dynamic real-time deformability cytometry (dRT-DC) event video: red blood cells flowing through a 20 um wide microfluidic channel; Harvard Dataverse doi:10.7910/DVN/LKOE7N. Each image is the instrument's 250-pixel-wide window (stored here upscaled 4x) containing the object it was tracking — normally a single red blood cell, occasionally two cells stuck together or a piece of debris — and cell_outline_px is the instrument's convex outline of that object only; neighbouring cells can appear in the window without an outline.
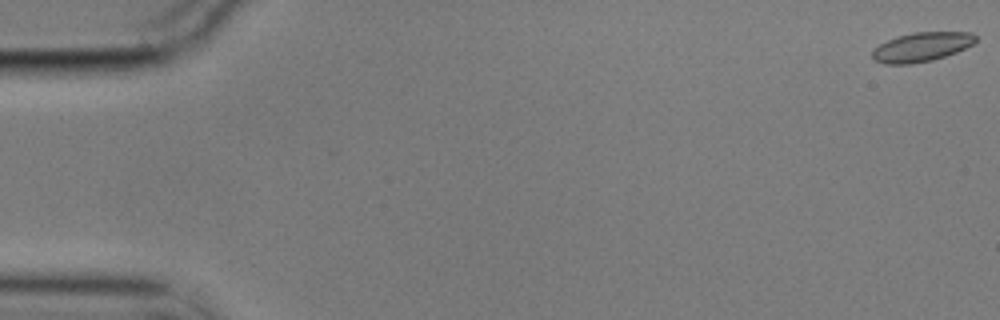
{"species": "common noctule bat (a hibernating species)", "species_latin": "Nyctalus noctula", "temperature_condition": "cold", "stored_images_in_passage": 9, "camera_frame_rate_fps": 3000, "um_per_image_px": 0.085, "animal": {"sex": "male", "body_mass_g": 17.9}, "frame": {"image": 1, "passage_image": 1, "time_ms": 0.0, "image_size_px": [1000, 320], "cell_outline_px": [[976, 40], [972, 44], [956, 52], [932, 60], [912, 64], [884, 64], [872, 60], [872, 52], [880, 44], [888, 40], [912, 32], [972, 32], [976, 36]], "centroid_in_image_um": [78.32, 4.0], "position_along_channel_um": 6.7, "area_um2": 17.46}}